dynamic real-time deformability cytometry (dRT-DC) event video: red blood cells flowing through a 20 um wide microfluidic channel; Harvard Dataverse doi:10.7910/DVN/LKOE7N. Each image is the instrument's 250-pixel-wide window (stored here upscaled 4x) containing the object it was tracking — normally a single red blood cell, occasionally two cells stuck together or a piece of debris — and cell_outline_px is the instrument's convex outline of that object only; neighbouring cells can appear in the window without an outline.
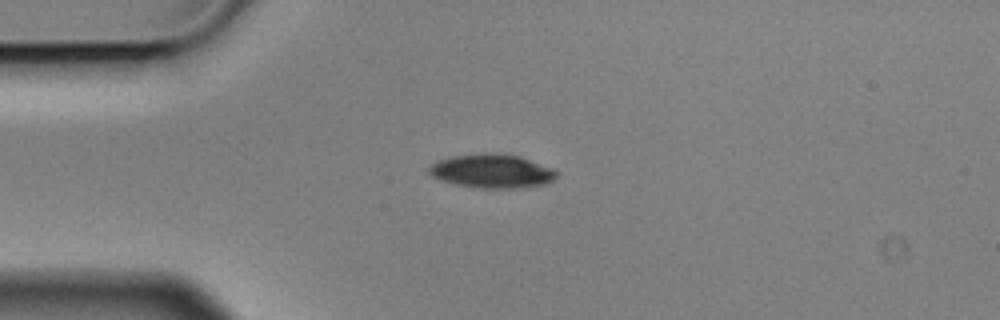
{"species": "Egyptian fruit bat (a non-hibernating species)", "species_latin": "Rousettus aegyptiacus", "temperature_condition": "cold", "stored_images_in_passage": 5, "camera_frame_rate_fps": 3000, "um_per_image_px": 0.085, "animal": {"sex": "male"}, "frame": {"image": 1, "passage_image": 1, "time_ms": 0.0, "image_size_px": [1000, 320], "cell_outline_px": [[560, 172], [548, 184], [524, 188], [484, 188], [456, 184], [440, 180], [432, 176], [428, 172], [428, 168], [432, 164], [448, 156], [484, 152], [488, 152], [520, 156], [552, 168]], "centroid_in_image_um": [41.83, 14.54], "position_along_channel_um": 43.2, "area_um2": 25.37}}
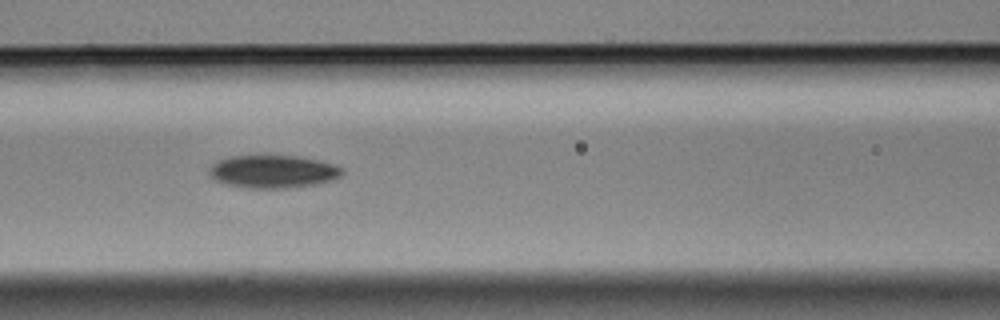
{"frame": {"image": 2, "passage_image": 4, "time_ms": 1.0, "image_size_px": [1000, 320], "cell_outline_px": [[344, 172], [336, 180], [316, 184], [292, 188], [248, 188], [224, 184], [216, 180], [208, 172], [212, 164], [220, 160], [232, 156], [296, 156], [320, 160], [336, 164], [344, 168]], "centroid_in_image_um": [23.28, 14.59], "position_along_channel_um": 143.3, "area_um2": 25.66}}
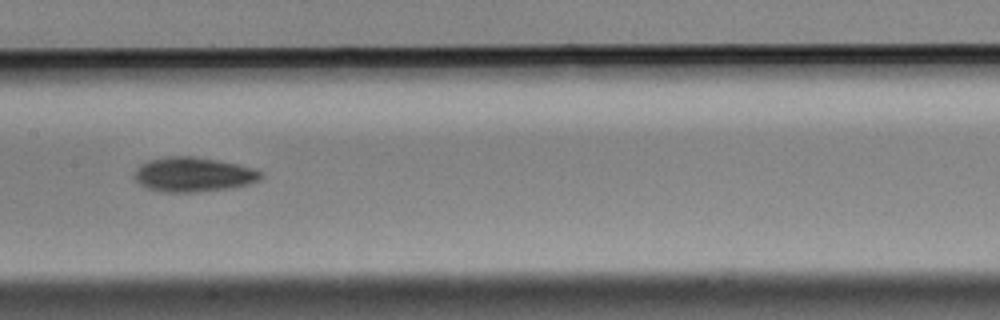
{"frame": {"image": 3, "passage_image": 5, "time_ms": 1.333, "image_size_px": [1000, 320], "cell_outline_px": [[264, 176], [260, 180], [248, 184], [228, 188], [196, 192], [164, 192], [148, 188], [140, 184], [132, 176], [140, 164], [148, 160], [168, 156], [192, 156], [236, 164], [252, 168], [260, 172]], "centroid_in_image_um": [16.4, 14.83], "position_along_channel_um": 191.0, "area_um2": 25.26}}